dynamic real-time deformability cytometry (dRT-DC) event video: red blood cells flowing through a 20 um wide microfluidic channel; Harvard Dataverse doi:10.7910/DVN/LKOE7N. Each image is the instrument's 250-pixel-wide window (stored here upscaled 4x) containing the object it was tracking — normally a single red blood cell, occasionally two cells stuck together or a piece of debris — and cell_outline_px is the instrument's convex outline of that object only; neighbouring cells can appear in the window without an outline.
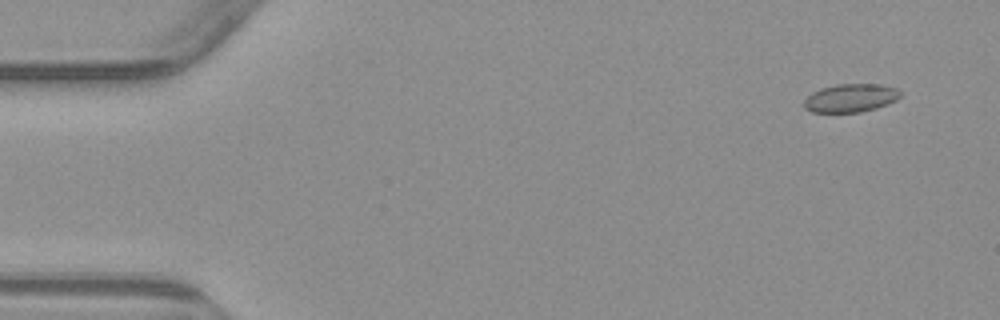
{"species": "common noctule bat (a hibernating species)", "species_latin": "Nyctalus noctula", "temperature_condition": "warm", "stored_images_in_passage": 4, "camera_frame_rate_fps": 3000, "um_per_image_px": 0.085, "animal": {"sex": "male", "body_mass_g": 23.1, "forearm_length_mm": 52.7}, "frame": {"image": 1, "passage_image": 1, "time_ms": 0.0, "image_size_px": [1000, 320], "cell_outline_px": [[900, 96], [896, 100], [888, 104], [876, 108], [860, 112], [812, 112], [804, 108], [804, 100], [812, 92], [820, 88], [836, 84], [880, 84], [896, 88], [900, 92]], "centroid_in_image_um": [72.29, 8.32], "position_along_channel_um": 12.7, "area_um2": 15.9}}
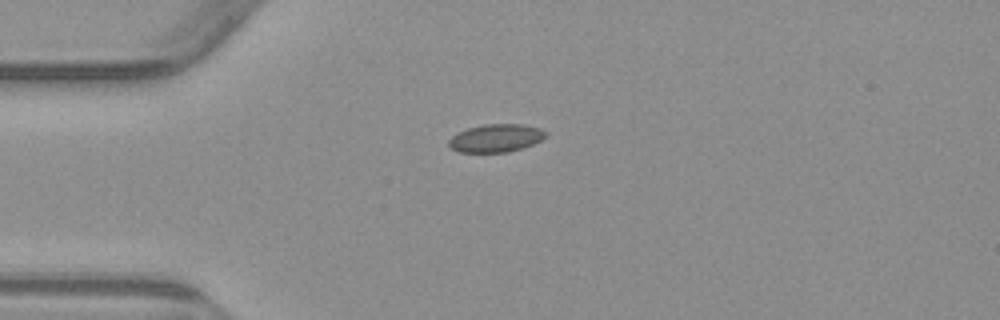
{"frame": {"image": 2, "passage_image": 4, "time_ms": 3.333, "image_size_px": [1000, 320], "cell_outline_px": [[548, 136], [532, 144], [508, 152], [460, 152], [452, 148], [448, 144], [448, 140], [452, 136], [468, 128], [484, 124], [524, 124], [540, 128], [548, 132]], "centroid_in_image_um": [42.18, 11.73], "position_along_channel_um": 42.8, "area_um2": 15.72}}